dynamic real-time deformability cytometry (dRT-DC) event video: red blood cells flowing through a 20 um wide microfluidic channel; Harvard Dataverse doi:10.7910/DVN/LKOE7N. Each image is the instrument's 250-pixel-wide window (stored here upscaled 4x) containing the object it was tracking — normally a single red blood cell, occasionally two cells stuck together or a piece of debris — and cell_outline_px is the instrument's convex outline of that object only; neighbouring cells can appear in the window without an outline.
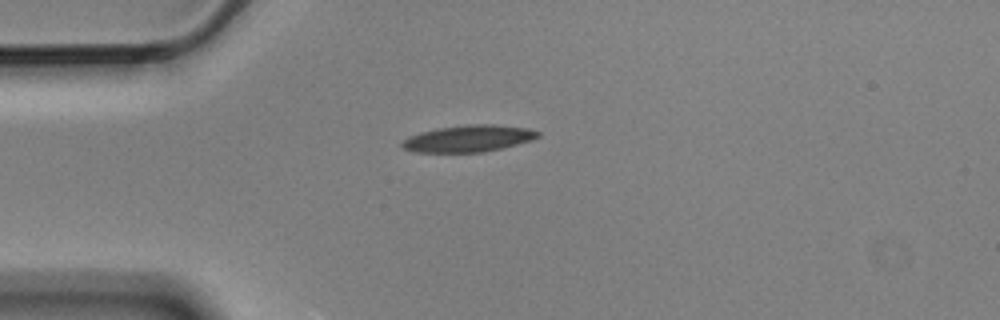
{"species": "Egyptian fruit bat (a non-hibernating species)", "species_latin": "Rousettus aegyptiacus", "temperature_condition": "cold", "stored_images_in_passage": 3, "camera_frame_rate_fps": 3000, "um_per_image_px": 0.085, "animal": {"sex": "male"}, "frame": {"image": 1, "passage_image": 1, "time_ms": 0.0, "image_size_px": [1000, 320], "cell_outline_px": [[540, 136], [532, 140], [484, 152], [416, 152], [404, 148], [400, 144], [408, 136], [420, 132], [436, 128], [468, 124], [496, 124], [528, 128], [540, 132]], "centroid_in_image_um": [39.82, 11.76], "position_along_channel_um": 45.2, "area_um2": 21.15}}
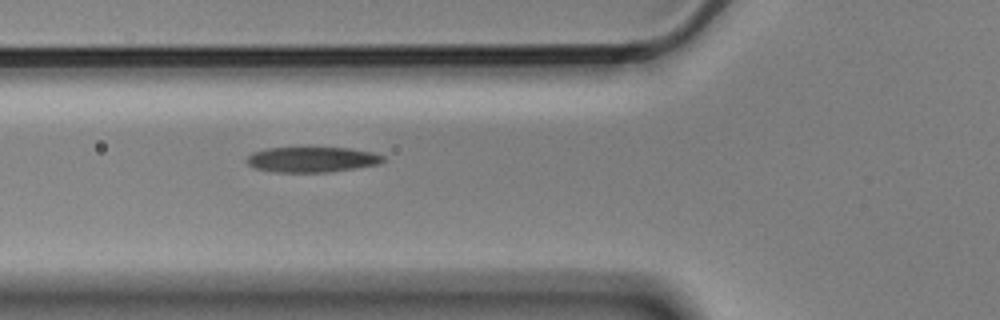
{"frame": {"image": 2, "passage_image": 3, "time_ms": 0.667, "image_size_px": [1000, 320], "cell_outline_px": [[384, 160], [380, 164], [356, 168], [328, 172], [272, 172], [256, 168], [248, 164], [244, 160], [252, 152], [268, 148], [348, 148], [372, 152], [384, 156]], "centroid_in_image_um": [26.5, 13.56], "position_along_channel_um": 99.3, "area_um2": 20.11}}